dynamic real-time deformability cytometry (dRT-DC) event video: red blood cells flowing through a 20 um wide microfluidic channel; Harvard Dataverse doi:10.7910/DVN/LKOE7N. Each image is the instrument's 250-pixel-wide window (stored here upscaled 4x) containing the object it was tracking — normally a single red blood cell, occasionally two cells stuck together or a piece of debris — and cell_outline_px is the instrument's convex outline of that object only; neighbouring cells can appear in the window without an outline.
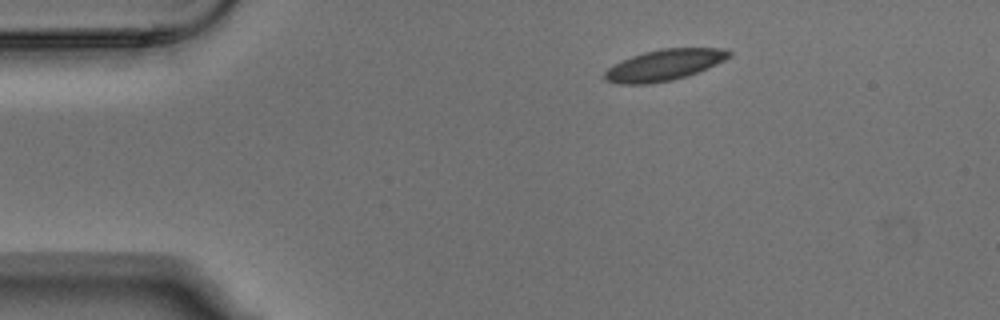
{"species": "Egyptian fruit bat (a non-hibernating species)", "species_latin": "Rousettus aegyptiacus", "temperature_condition": "warm", "stored_images_in_passage": 3, "camera_frame_rate_fps": 3000, "um_per_image_px": 0.085, "animal": {"sex": "male"}, "frame": {"image": 1, "passage_image": 1, "time_ms": 0.0, "image_size_px": [1000, 320], "cell_outline_px": [[732, 56], [716, 64], [696, 72], [672, 80], [648, 84], [620, 84], [608, 80], [604, 76], [604, 72], [608, 68], [632, 56], [644, 52], [664, 48], [724, 48], [732, 52]], "centroid_in_image_um": [56.49, 5.52], "position_along_channel_um": 28.5, "area_um2": 22.14}}
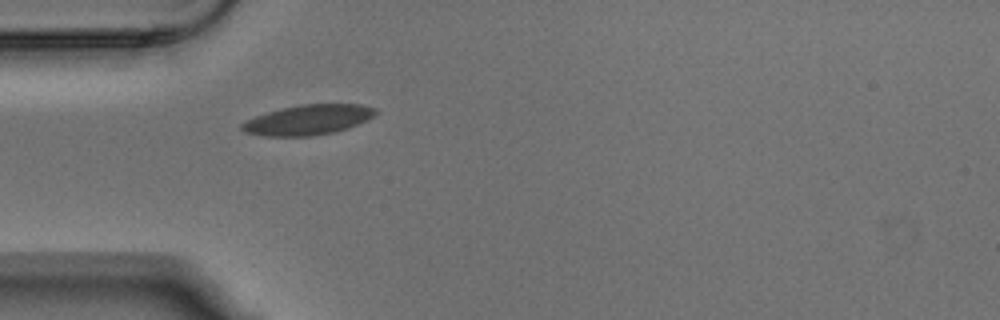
{"frame": {"image": 2, "passage_image": 3, "time_ms": 0.667, "image_size_px": [1000, 320], "cell_outline_px": [[376, 112], [372, 116], [356, 124], [332, 132], [308, 136], [264, 136], [244, 132], [240, 128], [240, 124], [256, 116], [280, 108], [300, 104], [360, 104], [376, 108]], "centroid_in_image_um": [26.13, 10.17], "position_along_channel_um": 58.9, "area_um2": 23.0}}